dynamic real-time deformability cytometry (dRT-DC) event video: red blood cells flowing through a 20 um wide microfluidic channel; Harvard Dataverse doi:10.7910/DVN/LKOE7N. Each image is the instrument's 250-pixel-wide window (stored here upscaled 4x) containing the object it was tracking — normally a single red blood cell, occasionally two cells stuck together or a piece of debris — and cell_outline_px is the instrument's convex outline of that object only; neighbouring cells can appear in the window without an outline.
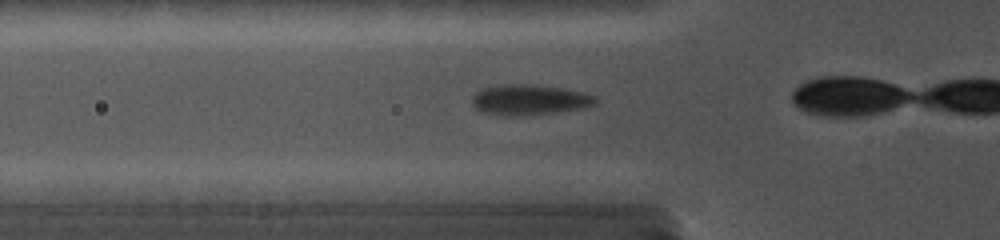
{"species": "common noctule bat (a hibernating species)", "species_latin": "Nyctalus noctula", "temperature_condition": "cold", "stored_images_in_passage": 8, "camera_frame_rate_fps": 5000, "um_per_image_px": 0.085, "animal": {"sex": "female", "body_mass_g": 19.0, "forearm_length_mm": 56.7}, "frame": {"image": 1, "passage_image": 2, "time_ms": 0.8, "image_size_px": [1000, 240], "cell_outline_px": [[596, 104], [584, 108], [556, 112], [520, 116], [504, 116], [480, 112], [472, 104], [472, 96], [480, 88], [504, 84], [532, 84], [564, 88], [584, 92], [596, 96]], "centroid_in_image_um": [44.98, 8.48], "position_along_channel_um": 80.8, "area_um2": 22.25}}